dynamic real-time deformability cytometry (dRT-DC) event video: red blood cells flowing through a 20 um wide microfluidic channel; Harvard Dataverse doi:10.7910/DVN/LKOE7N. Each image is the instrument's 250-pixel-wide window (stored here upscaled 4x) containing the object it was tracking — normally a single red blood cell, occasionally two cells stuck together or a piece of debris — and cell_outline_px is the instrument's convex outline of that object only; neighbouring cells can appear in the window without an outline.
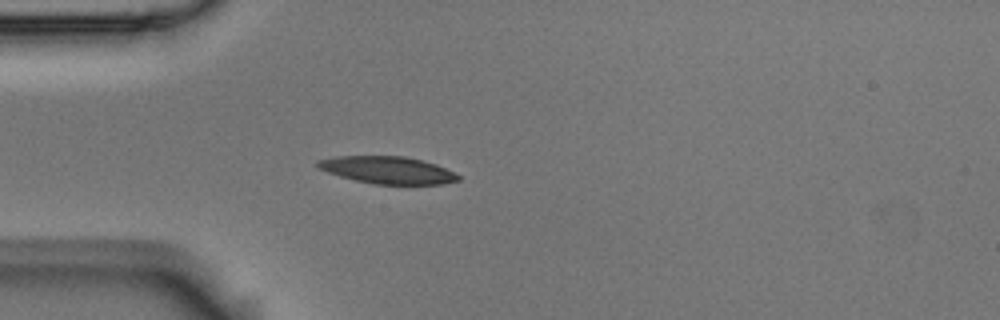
{"species": "Egyptian fruit bat (a non-hibernating species)", "species_latin": "Rousettus aegyptiacus", "temperature_condition": "room temperature", "stored_images_in_passage": 3, "camera_frame_rate_fps": 3000, "um_per_image_px": 0.085, "animal": {"sex": "male"}, "frame": {"image": 1, "passage_image": 3, "time_ms": 0.667, "image_size_px": [1000, 320], "cell_outline_px": [[460, 180], [444, 184], [372, 184], [340, 176], [328, 172], [320, 168], [316, 164], [316, 160], [336, 156], [404, 156], [436, 164], [460, 176]], "centroid_in_image_um": [32.94, 14.45], "position_along_channel_um": 52.1, "area_um2": 22.14}}